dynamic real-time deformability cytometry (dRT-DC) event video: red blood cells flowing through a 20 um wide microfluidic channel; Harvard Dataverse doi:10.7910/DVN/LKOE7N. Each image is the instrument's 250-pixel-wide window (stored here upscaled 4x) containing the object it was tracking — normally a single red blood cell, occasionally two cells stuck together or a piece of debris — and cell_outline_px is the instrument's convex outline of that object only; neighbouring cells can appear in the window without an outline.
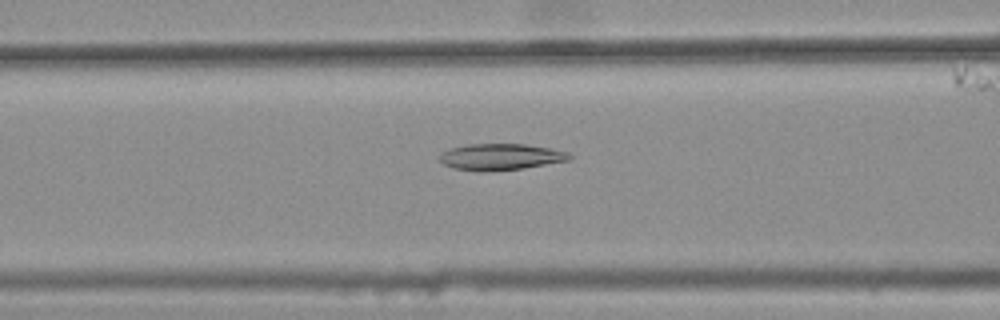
{"species": "common noctule bat (a hibernating species)", "species_latin": "Nyctalus noctula", "temperature_condition": "warm", "stored_images_in_passage": 32, "camera_frame_rate_fps": 3000, "um_per_image_px": 0.085, "animal": {"sex": "female", "body_mass_g": 25.1}, "frame": {"image": 1, "passage_image": 6, "time_ms": 1.667, "image_size_px": [1000, 320], "cell_outline_px": [[572, 160], [524, 168], [484, 172], [480, 172], [452, 168], [444, 164], [440, 160], [440, 156], [444, 152], [452, 148], [468, 144], [524, 144], [548, 148], [568, 152], [572, 156]], "centroid_in_image_um": [42.58, 13.35], "position_along_channel_um": 124.0, "area_um2": 19.94}}
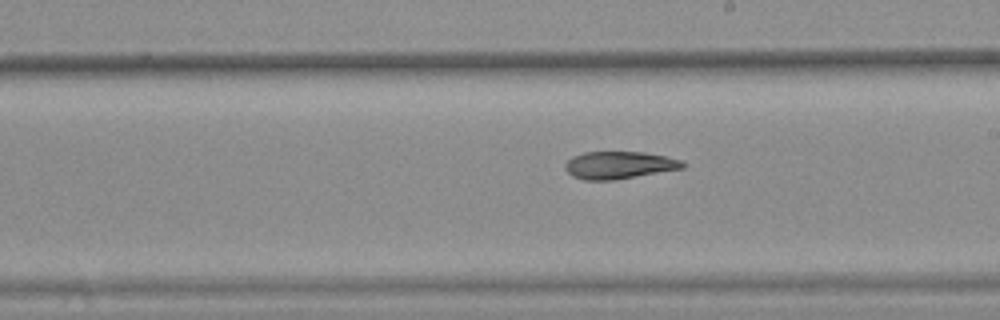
{"frame": {"image": 2, "passage_image": 15, "time_ms": 4.667, "image_size_px": [1000, 320], "cell_outline_px": [[684, 168], [616, 180], [584, 180], [572, 176], [564, 168], [564, 164], [572, 156], [584, 152], [644, 152], [664, 156], [680, 160], [684, 164]], "centroid_in_image_um": [52.58, 14.04], "position_along_channel_um": 236.4, "area_um2": 18.79}}
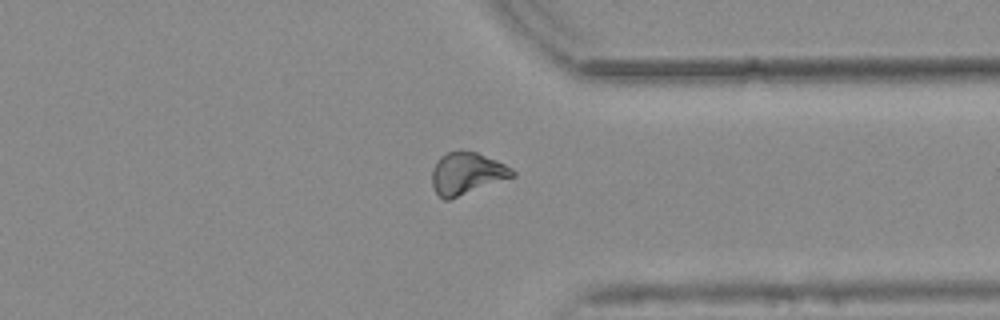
{"frame": {"image": 3, "passage_image": 26, "time_ms": 8.333, "image_size_px": [1000, 320], "cell_outline_px": [[516, 176], [448, 200], [444, 200], [436, 192], [432, 184], [432, 168], [436, 160], [440, 156], [448, 152], [476, 152], [496, 160], [512, 168], [516, 172]], "centroid_in_image_um": [39.68, 14.75], "position_along_channel_um": 371.7, "area_um2": 19.54}}